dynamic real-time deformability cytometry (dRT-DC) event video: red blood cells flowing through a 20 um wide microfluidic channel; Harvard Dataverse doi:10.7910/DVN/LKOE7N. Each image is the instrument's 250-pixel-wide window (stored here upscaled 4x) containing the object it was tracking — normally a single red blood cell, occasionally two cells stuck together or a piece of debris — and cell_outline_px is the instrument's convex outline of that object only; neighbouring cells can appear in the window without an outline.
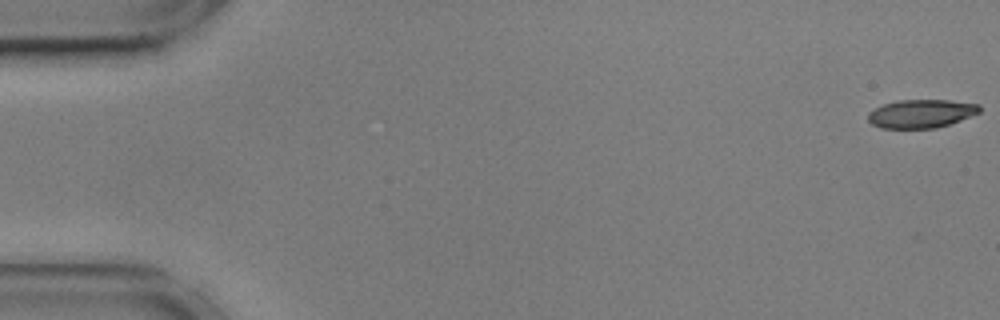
{"species": "common noctule bat (a hibernating species)", "species_latin": "Nyctalus noctula", "temperature_condition": "cold", "stored_images_in_passage": 36, "camera_frame_rate_fps": 3000, "um_per_image_px": 0.085, "animal": {"sex": "male", "body_mass_g": 17.9, "forearm_length_mm": 54.2}, "frame": {"image": 1, "passage_image": 1, "time_ms": 0.0, "image_size_px": [1000, 320], "cell_outline_px": [[980, 112], [960, 120], [936, 128], [880, 128], [872, 124], [868, 120], [868, 112], [884, 104], [896, 100], [948, 100], [980, 104]], "centroid_in_image_um": [78.29, 9.65], "position_along_channel_um": 6.7, "area_um2": 18.38}}
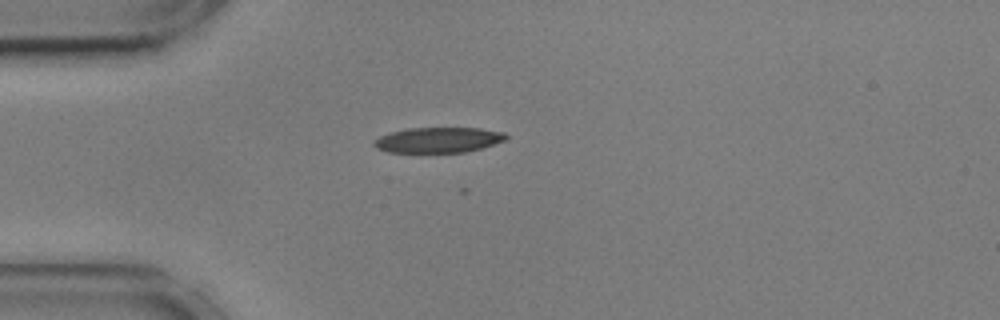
{"frame": {"image": 2, "passage_image": 15, "time_ms": 4.667, "image_size_px": [1000, 320], "cell_outline_px": [[508, 140], [480, 148], [464, 152], [388, 152], [376, 148], [372, 144], [372, 140], [380, 136], [404, 128], [480, 128], [504, 132], [508, 136]], "centroid_in_image_um": [37.25, 11.89], "position_along_channel_um": 47.8, "area_um2": 19.59}}